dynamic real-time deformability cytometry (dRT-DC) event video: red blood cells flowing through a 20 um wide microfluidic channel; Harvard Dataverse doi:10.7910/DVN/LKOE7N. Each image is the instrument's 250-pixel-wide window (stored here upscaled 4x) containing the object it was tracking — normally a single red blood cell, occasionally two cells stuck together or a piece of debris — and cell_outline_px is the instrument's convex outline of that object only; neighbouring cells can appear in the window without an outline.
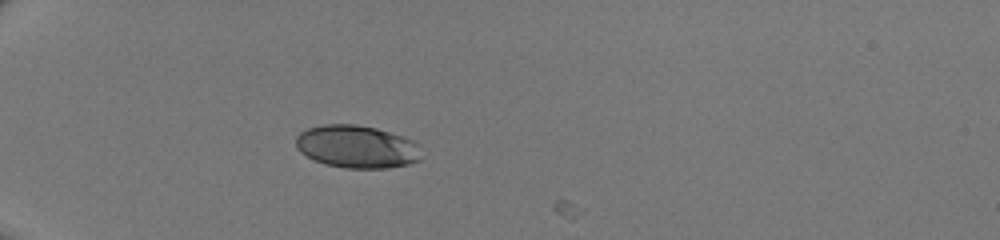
{"species": "human", "species_latin": "Homo sapiens", "temperature_condition": "room temperature", "stored_images_in_passage": 2, "camera_frame_rate_fps": 3000, "um_per_image_px": 0.085, "donor": {"sex": "male"}, "frame": {"image": 1, "passage_image": 1, "time_ms": 0.0, "image_size_px": [1000, 240], "cell_outline_px": [[420, 160], [408, 164], [384, 168], [344, 168], [324, 164], [300, 152], [296, 148], [296, 136], [300, 132], [308, 128], [324, 124], [356, 124], [376, 128], [404, 136], [420, 144]], "centroid_in_image_um": [30.34, 12.46], "position_along_channel_um": 54.7, "area_um2": 31.39}}